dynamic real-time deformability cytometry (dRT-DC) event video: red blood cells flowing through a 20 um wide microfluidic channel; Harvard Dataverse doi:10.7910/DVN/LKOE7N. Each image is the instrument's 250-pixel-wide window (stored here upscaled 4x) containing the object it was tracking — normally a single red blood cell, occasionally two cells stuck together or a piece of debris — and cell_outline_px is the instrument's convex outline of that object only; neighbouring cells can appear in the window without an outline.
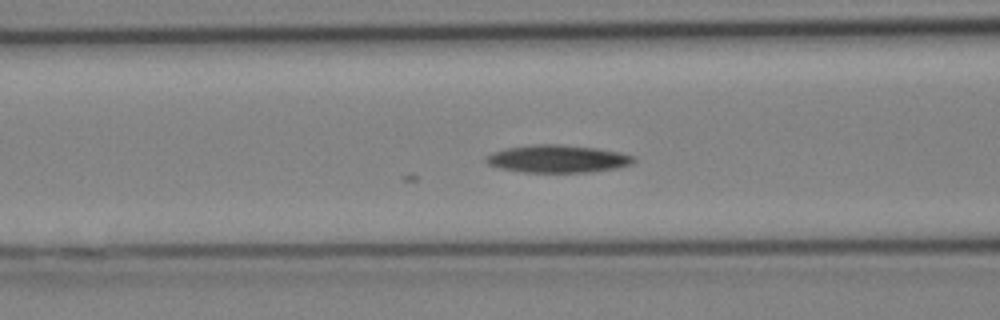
{"species": "Egyptian fruit bat (a non-hibernating species)", "species_latin": "Rousettus aegyptiacus", "temperature_condition": "cold", "stored_images_in_passage": 31, "camera_frame_rate_fps": 3000, "um_per_image_px": 0.085, "animal": {"sex": "female"}, "frame": {"image": 1, "passage_image": 11, "time_ms": 3.333, "image_size_px": [1000, 320], "cell_outline_px": [[636, 160], [632, 164], [616, 168], [588, 172], [524, 172], [500, 168], [488, 164], [484, 160], [484, 156], [492, 152], [504, 148], [532, 144], [564, 144], [596, 148], [620, 152], [636, 156]], "centroid_in_image_um": [47.39, 13.49], "position_along_channel_um": 119.2, "area_um2": 24.04}}
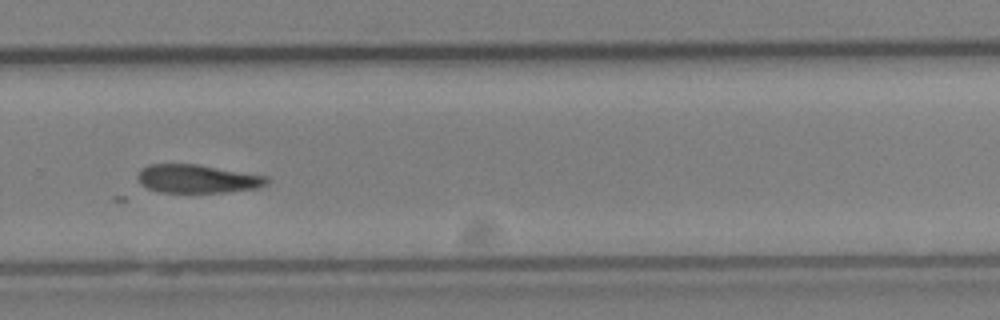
{"frame": {"image": 2, "passage_image": 20, "time_ms": 6.333, "image_size_px": [1000, 320], "cell_outline_px": [[268, 184], [260, 188], [224, 192], [160, 192], [148, 188], [140, 184], [136, 176], [140, 168], [148, 164], [196, 164], [268, 176]], "centroid_in_image_um": [16.76, 15.19], "position_along_channel_um": 313.0, "area_um2": 21.5}}
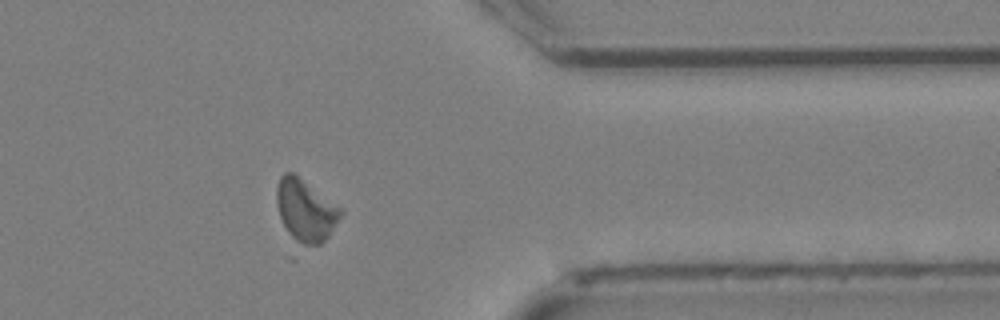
{"frame": {"image": 3, "passage_image": 24, "time_ms": 7.667, "image_size_px": [1000, 320], "cell_outline_px": [[344, 212], [328, 236], [320, 244], [304, 244], [296, 240], [288, 232], [280, 216], [276, 204], [276, 188], [280, 176], [284, 172], [292, 172], [344, 208]], "centroid_in_image_um": [25.99, 17.83], "position_along_channel_um": 385.4, "area_um2": 23.0}}